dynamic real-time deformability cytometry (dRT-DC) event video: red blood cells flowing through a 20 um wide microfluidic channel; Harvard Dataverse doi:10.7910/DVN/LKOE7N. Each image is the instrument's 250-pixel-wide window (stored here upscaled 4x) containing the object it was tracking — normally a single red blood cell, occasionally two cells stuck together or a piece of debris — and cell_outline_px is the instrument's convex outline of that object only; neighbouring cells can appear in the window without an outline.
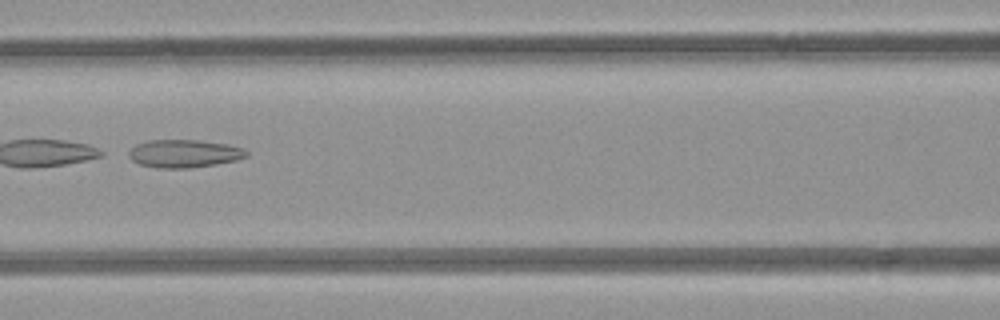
{"species": "common noctule bat (a hibernating species)", "species_latin": "Nyctalus noctula", "temperature_condition": "room temperature", "stored_images_in_passage": 5, "camera_frame_rate_fps": 3000, "um_per_image_px": 0.085, "animal": {"sex": "female", "body_mass_g": 21.9}, "frame": {"image": 1, "passage_image": 5, "time_ms": 4.667, "image_size_px": [1000, 320], "cell_outline_px": [[248, 156], [236, 160], [216, 164], [188, 168], [160, 168], [140, 164], [132, 160], [128, 156], [128, 152], [136, 144], [148, 140], [196, 140], [228, 144], [240, 148], [248, 152]], "centroid_in_image_um": [15.63, 13.05], "position_along_channel_um": 151.0, "area_um2": 19.02}}